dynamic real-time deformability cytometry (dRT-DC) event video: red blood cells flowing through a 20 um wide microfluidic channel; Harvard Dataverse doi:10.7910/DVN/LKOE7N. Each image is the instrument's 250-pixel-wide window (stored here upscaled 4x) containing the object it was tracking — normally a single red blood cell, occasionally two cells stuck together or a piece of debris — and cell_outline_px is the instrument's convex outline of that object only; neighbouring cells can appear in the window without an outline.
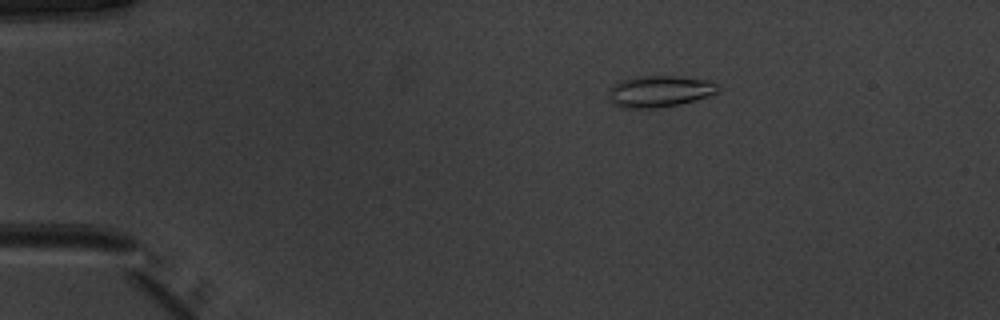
{"species": "common noctule bat (a hibernating species)", "species_latin": "Nyctalus noctula", "temperature_condition": "warm", "stored_images_in_passage": 43, "camera_frame_rate_fps": 3000, "um_per_image_px": 0.085, "animal": {"sex": "male", "body_mass_g": 20.1, "forearm_length_mm": 53.5}, "frame": {"image": 1, "passage_image": 1, "time_ms": 0.0, "image_size_px": [1000, 320], "cell_outline_px": [[720, 88], [716, 92], [708, 96], [680, 104], [652, 108], [620, 108], [612, 100], [612, 88], [616, 84], [624, 80], [640, 76], [676, 76], [708, 80], [716, 84]], "centroid_in_image_um": [56.13, 7.76], "position_along_channel_um": 28.9, "area_um2": 19.42}}
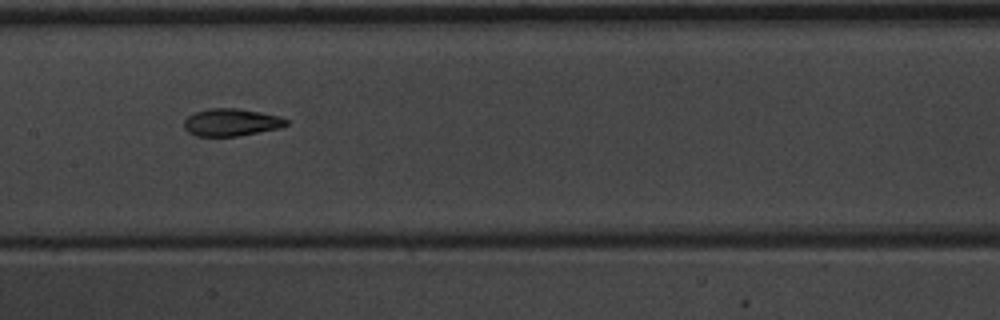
{"frame": {"image": 2, "passage_image": 18, "time_ms": 5.667, "image_size_px": [1000, 320], "cell_outline_px": [[288, 124], [280, 128], [240, 136], [196, 136], [188, 132], [184, 128], [184, 120], [188, 116], [196, 112], [208, 108], [236, 108], [260, 112], [280, 116], [288, 120]], "centroid_in_image_um": [19.66, 10.4], "position_along_channel_um": 187.7, "area_um2": 16.42}}
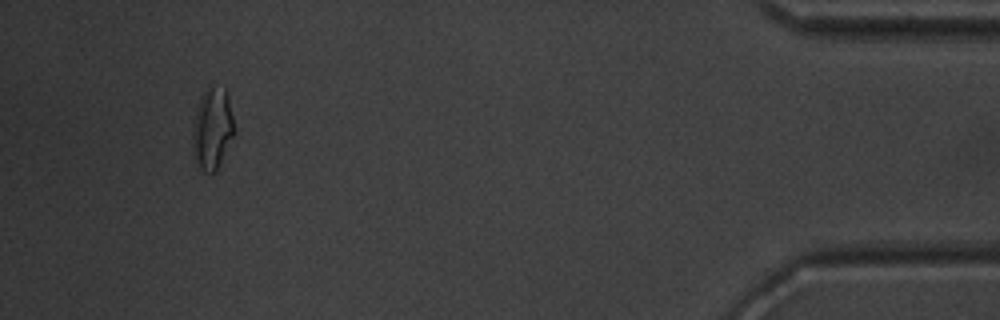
{"frame": {"image": 3, "passage_image": 40, "time_ms": 13.0, "image_size_px": [1000, 320], "cell_outline_px": [[236, 132], [216, 172], [204, 172], [200, 168], [192, 156], [192, 132], [196, 112], [200, 96], [208, 88], [224, 88], [228, 96], [236, 128]], "centroid_in_image_um": [18.06, 10.99], "position_along_channel_um": 417.1, "area_um2": 20.0}, "authors_computed_cell_mechanics": {"area_um2": 16.8776, "velocity_mm_per_s": 3.9894, "shape_relaxation_time_tau1_ms": 6.1632, "shape_relaxation_time_tau2_ms": 2.4455, "deformation_change_tau1": 0.1725, "deformation_change_tau2": 0.0672}}